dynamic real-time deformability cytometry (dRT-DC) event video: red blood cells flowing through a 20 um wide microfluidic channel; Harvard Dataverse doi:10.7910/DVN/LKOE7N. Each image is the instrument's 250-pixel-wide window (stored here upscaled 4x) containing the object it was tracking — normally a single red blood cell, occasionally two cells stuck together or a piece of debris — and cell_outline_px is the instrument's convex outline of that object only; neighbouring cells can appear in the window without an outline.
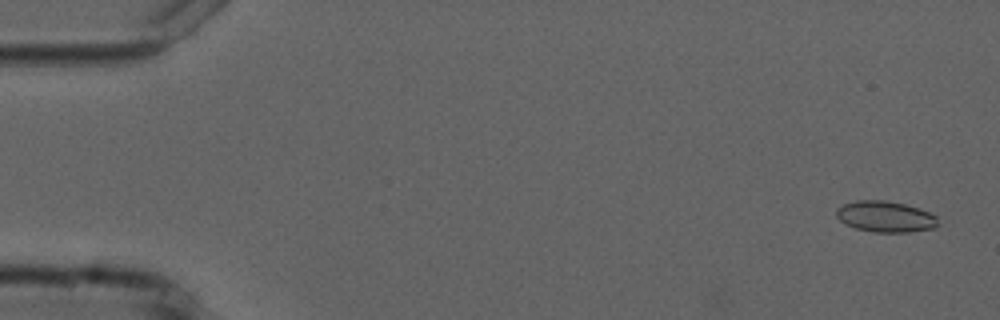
{"species": "common noctule bat (a hibernating species)", "species_latin": "Nyctalus noctula", "temperature_condition": "cold", "stored_images_in_passage": 5, "camera_frame_rate_fps": 3000, "um_per_image_px": 0.085, "animal": {"sex": "male", "forearm_length_mm": 52.5}, "frame": {"image": 1, "passage_image": 1, "time_ms": 0.0, "image_size_px": [1000, 320], "cell_outline_px": [[940, 224], [936, 228], [908, 232], [872, 232], [856, 228], [844, 224], [836, 216], [836, 208], [844, 204], [856, 200], [884, 200], [904, 204], [920, 208], [936, 216]], "centroid_in_image_um": [75.27, 18.42], "position_along_channel_um": 9.7, "area_um2": 18.55}}
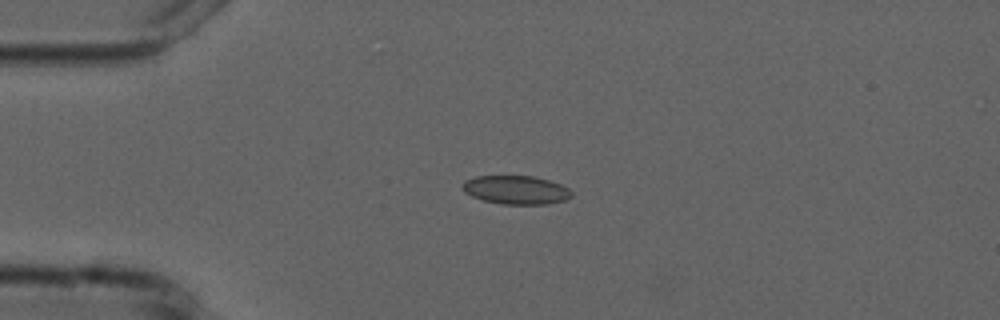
{"frame": {"image": 2, "passage_image": 4, "time_ms": 3.667, "image_size_px": [1000, 320], "cell_outline_px": [[572, 196], [564, 200], [548, 204], [500, 204], [484, 200], [472, 196], [464, 192], [464, 180], [476, 176], [532, 176], [548, 180], [560, 184], [568, 188], [572, 192]], "centroid_in_image_um": [43.87, 16.14], "position_along_channel_um": 41.1, "area_um2": 18.03}}